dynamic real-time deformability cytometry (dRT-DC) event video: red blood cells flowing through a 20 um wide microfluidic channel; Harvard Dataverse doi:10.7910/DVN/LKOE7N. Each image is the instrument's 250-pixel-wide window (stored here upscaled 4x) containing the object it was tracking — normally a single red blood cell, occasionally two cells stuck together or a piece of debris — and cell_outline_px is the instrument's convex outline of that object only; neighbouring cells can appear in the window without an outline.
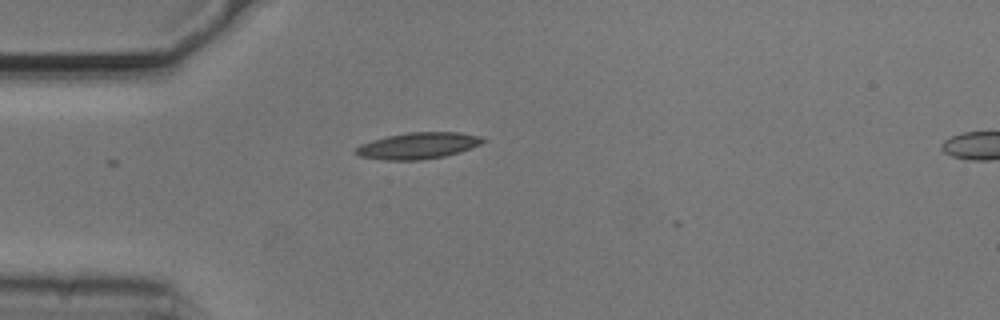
{"species": "common noctule bat (a hibernating species)", "species_latin": "Nyctalus noctula", "temperature_condition": "cold", "stored_images_in_passage": 6, "camera_frame_rate_fps": 3000, "um_per_image_px": 0.085, "animal": {"sex": "male", "body_mass_g": 20.5, "forearm_length_mm": 52.5}, "frame": {"image": 1, "passage_image": 1, "time_ms": 0.0, "image_size_px": [1000, 320], "cell_outline_px": [[488, 140], [480, 144], [444, 156], [420, 160], [384, 160], [360, 156], [352, 152], [360, 144], [372, 140], [388, 136], [408, 132], [460, 132], [484, 136]], "centroid_in_image_um": [35.53, 12.37], "position_along_channel_um": 49.5, "area_um2": 19.54}}
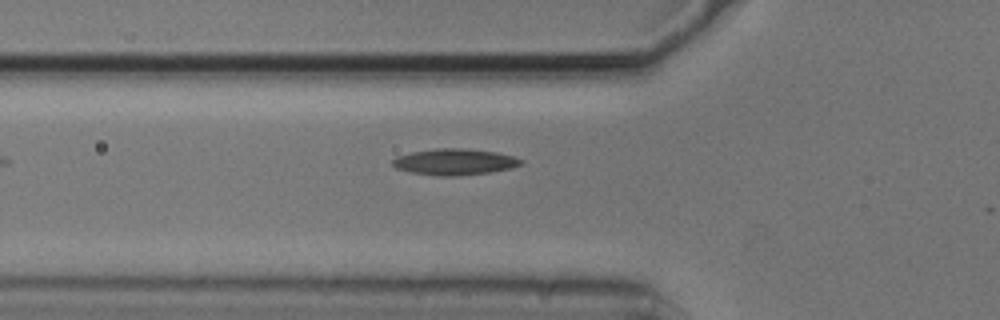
{"frame": {"image": 2, "passage_image": 5, "time_ms": 1.333, "image_size_px": [1000, 320], "cell_outline_px": [[524, 164], [512, 168], [488, 172], [460, 176], [436, 176], [408, 172], [396, 168], [392, 164], [392, 160], [396, 156], [412, 152], [436, 148], [464, 148], [496, 152], [512, 156], [524, 160]], "centroid_in_image_um": [38.63, 13.76], "position_along_channel_um": 87.2, "area_um2": 19.83}}